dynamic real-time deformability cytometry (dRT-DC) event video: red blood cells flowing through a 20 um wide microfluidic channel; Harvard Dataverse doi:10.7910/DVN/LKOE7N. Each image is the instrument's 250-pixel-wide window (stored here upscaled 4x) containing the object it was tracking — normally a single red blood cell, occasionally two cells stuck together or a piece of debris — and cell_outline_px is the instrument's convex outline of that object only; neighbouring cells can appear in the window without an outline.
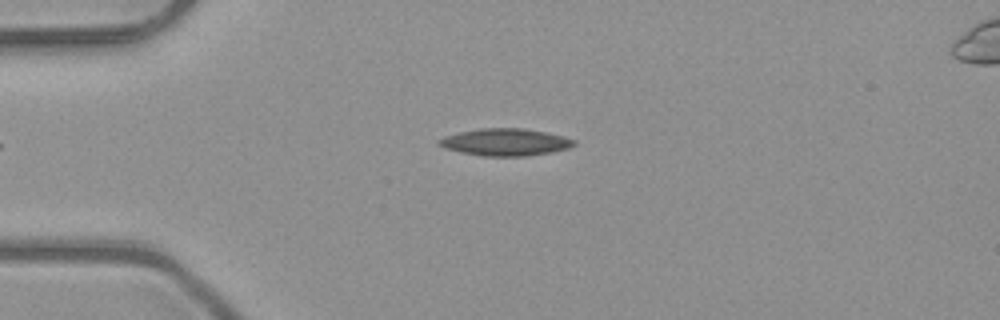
{"species": "common noctule bat (a hibernating species)", "species_latin": "Nyctalus noctula", "temperature_condition": "room temperature", "stored_images_in_passage": 5, "camera_frame_rate_fps": 3000, "um_per_image_px": 0.085, "animal": {"sex": "male", "body_mass_g": 23.1, "forearm_length_mm": 52.7}, "frame": {"image": 1, "passage_image": 2, "time_ms": 0.333, "image_size_px": [1000, 320], "cell_outline_px": [[576, 144], [568, 148], [552, 152], [528, 156], [480, 156], [460, 152], [444, 148], [436, 144], [436, 140], [444, 136], [460, 132], [480, 128], [524, 128], [564, 136], [576, 140]], "centroid_in_image_um": [42.93, 12.08], "position_along_channel_um": 42.1, "area_um2": 21.56}}
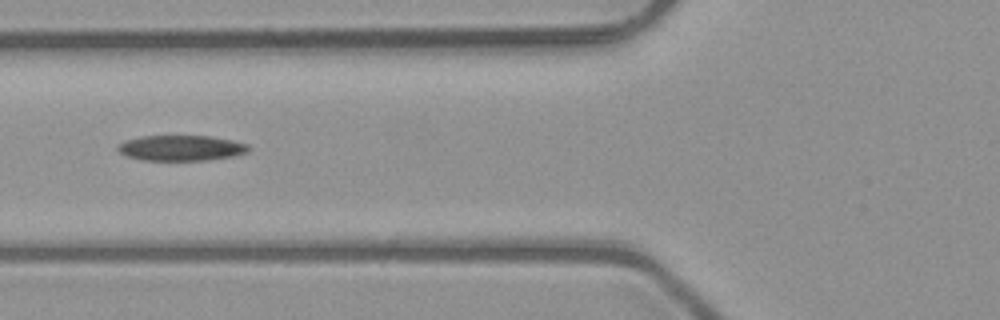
{"frame": {"image": 2, "passage_image": 4, "time_ms": 1.0, "image_size_px": [1000, 320], "cell_outline_px": [[252, 148], [248, 152], [236, 156], [208, 160], [140, 160], [124, 156], [116, 148], [116, 144], [124, 140], [140, 136], [208, 136], [232, 140], [248, 144]], "centroid_in_image_um": [15.37, 12.58], "position_along_channel_um": 110.4, "area_um2": 19.77}}
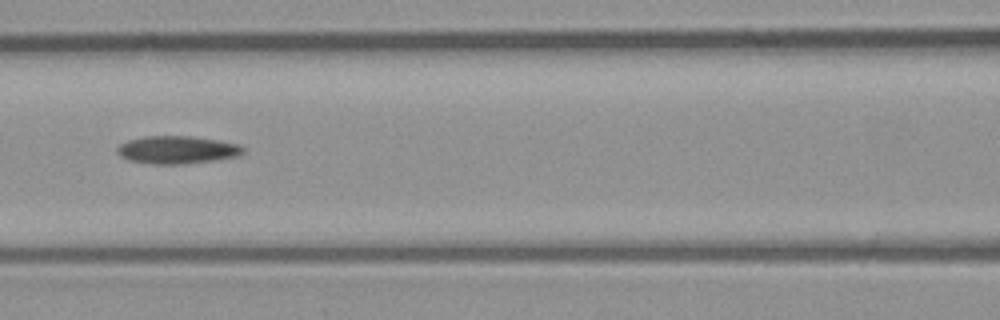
{"frame": {"image": 3, "passage_image": 5, "time_ms": 1.333, "image_size_px": [1000, 320], "cell_outline_px": [[244, 152], [240, 156], [212, 160], [180, 164], [152, 164], [132, 160], [120, 156], [116, 152], [116, 148], [120, 144], [128, 140], [144, 136], [192, 136], [240, 144], [244, 148]], "centroid_in_image_um": [15.06, 12.72], "position_along_channel_um": 151.5, "area_um2": 20.29}}